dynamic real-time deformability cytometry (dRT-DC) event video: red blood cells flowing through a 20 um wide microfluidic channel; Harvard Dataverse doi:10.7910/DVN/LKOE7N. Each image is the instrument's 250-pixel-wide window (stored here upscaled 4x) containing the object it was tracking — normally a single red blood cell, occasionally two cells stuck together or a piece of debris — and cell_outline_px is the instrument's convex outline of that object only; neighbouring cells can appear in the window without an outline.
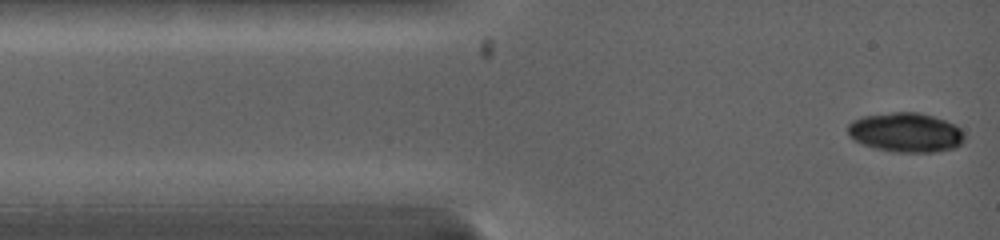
{"species": "common noctule bat (a hibernating species)", "species_latin": "Nyctalus noctula", "temperature_condition": "warm", "stored_images_in_passage": 15, "camera_frame_rate_fps": 5000, "um_per_image_px": 0.085, "animal": {"sex": "female", "body_mass_g": 19.0, "forearm_length_mm": 53.3}, "frame": {"image": 1, "passage_image": 1, "time_ms": 0.0, "image_size_px": [1000, 240], "cell_outline_px": [[964, 140], [956, 148], [932, 152], [892, 152], [876, 148], [852, 140], [848, 136], [848, 124], [852, 120], [864, 116], [892, 112], [920, 112], [956, 124], [960, 128], [964, 136]], "centroid_in_image_um": [76.98, 11.26], "position_along_channel_um": 8.0, "area_um2": 26.93}}
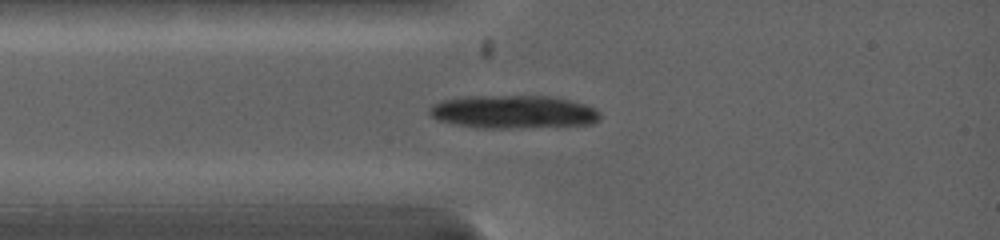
{"frame": {"image": 2, "passage_image": 15, "time_ms": 2.0, "image_size_px": [1000, 240], "cell_outline_px": [[600, 120], [592, 124], [508, 128], [488, 128], [456, 124], [436, 120], [428, 112], [428, 108], [432, 104], [440, 100], [468, 96], [548, 96], [568, 100], [584, 104], [596, 108], [600, 112]], "centroid_in_image_um": [43.61, 9.5], "position_along_channel_um": 41.4, "area_um2": 32.89}}